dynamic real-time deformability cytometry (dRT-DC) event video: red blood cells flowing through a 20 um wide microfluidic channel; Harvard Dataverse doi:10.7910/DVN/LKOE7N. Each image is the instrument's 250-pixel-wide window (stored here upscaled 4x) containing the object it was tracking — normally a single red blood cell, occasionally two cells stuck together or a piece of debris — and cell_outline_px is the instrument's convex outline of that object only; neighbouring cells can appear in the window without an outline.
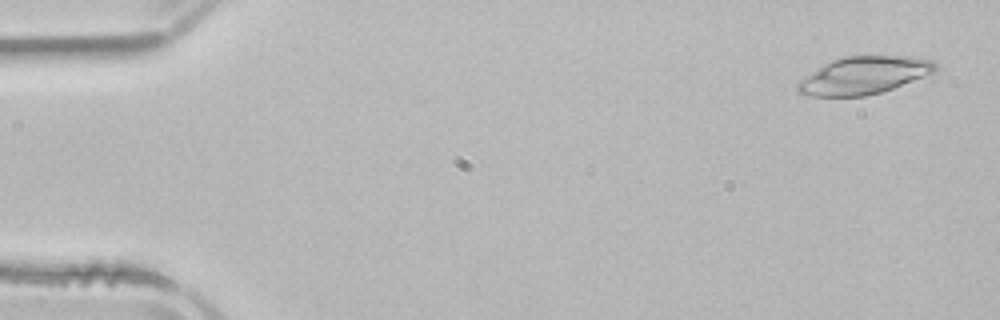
{"species": "common noctule bat (a hibernating species)", "species_latin": "Nyctalus noctula", "temperature_condition": "room temperature", "stored_images_in_passage": 4, "camera_frame_rate_fps": 3000, "um_per_image_px": 0.085, "animal": {"sex": "male", "body_mass_g": 21.5, "forearm_length_mm": 52.0}, "frame": {"image": 1, "passage_image": 1, "time_ms": 0.0, "image_size_px": [1000, 320], "cell_outline_px": [[940, 68], [936, 72], [892, 88], [880, 92], [864, 96], [804, 96], [796, 92], [796, 84], [800, 80], [824, 64], [832, 60], [844, 56], [920, 56], [932, 60]], "centroid_in_image_um": [73.45, 6.4], "position_along_channel_um": 11.6, "area_um2": 30.23}}